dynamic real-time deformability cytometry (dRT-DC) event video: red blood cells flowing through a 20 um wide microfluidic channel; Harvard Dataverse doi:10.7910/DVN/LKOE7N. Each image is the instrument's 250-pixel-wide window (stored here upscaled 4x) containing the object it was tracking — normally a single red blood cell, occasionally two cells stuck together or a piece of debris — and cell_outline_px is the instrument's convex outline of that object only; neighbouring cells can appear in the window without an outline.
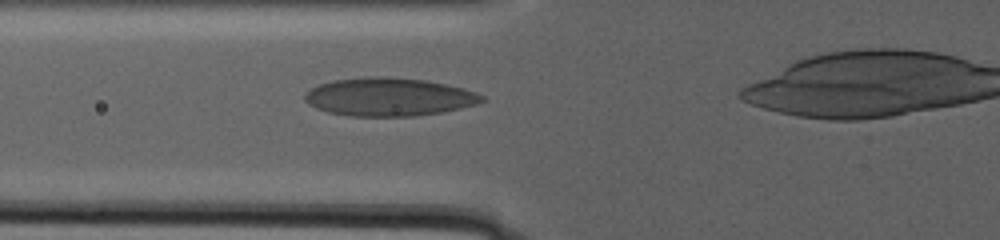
{"species": "human", "species_latin": "Homo sapiens", "temperature_condition": "warm", "stored_images_in_passage": 85, "camera_frame_rate_fps": 3000, "um_per_image_px": 0.085, "donor": {"sex": "male"}, "frame": {"image": 1, "passage_image": 32, "time_ms": 10.333, "image_size_px": [1000, 240], "cell_outline_px": [[488, 100], [476, 104], [460, 108], [440, 112], [416, 116], [348, 116], [328, 112], [316, 108], [308, 104], [304, 100], [304, 96], [312, 88], [320, 84], [332, 80], [368, 76], [388, 76], [428, 80], [464, 88], [476, 92], [484, 96]], "centroid_in_image_um": [33.08, 8.23], "position_along_channel_um": 92.7, "area_um2": 39.71}}
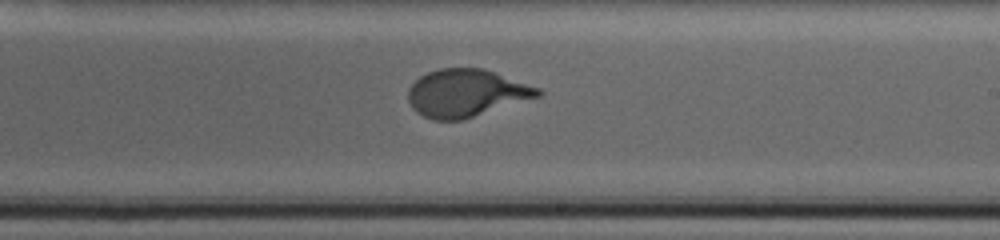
{"frame": {"image": 2, "passage_image": 55, "time_ms": 18.0, "image_size_px": [1000, 240], "cell_outline_px": [[544, 92], [540, 96], [464, 120], [432, 120], [416, 112], [412, 108], [408, 100], [408, 88], [420, 76], [428, 72], [440, 68], [484, 68], [540, 88]], "centroid_in_image_um": [39.63, 7.92], "position_along_channel_um": 249.4, "area_um2": 36.13}}
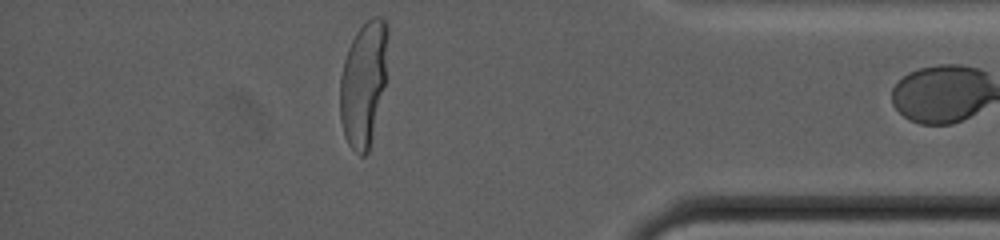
{"frame": {"image": 3, "passage_image": 81, "time_ms": 26.667, "image_size_px": [1000, 240], "cell_outline_px": [[388, 36], [384, 84], [372, 136], [368, 152], [364, 156], [360, 156], [348, 144], [344, 136], [340, 120], [340, 76], [344, 60], [348, 48], [356, 32], [372, 16], [380, 16], [388, 24]], "centroid_in_image_um": [30.88, 7.08], "position_along_channel_um": 404.3, "area_um2": 34.45}}